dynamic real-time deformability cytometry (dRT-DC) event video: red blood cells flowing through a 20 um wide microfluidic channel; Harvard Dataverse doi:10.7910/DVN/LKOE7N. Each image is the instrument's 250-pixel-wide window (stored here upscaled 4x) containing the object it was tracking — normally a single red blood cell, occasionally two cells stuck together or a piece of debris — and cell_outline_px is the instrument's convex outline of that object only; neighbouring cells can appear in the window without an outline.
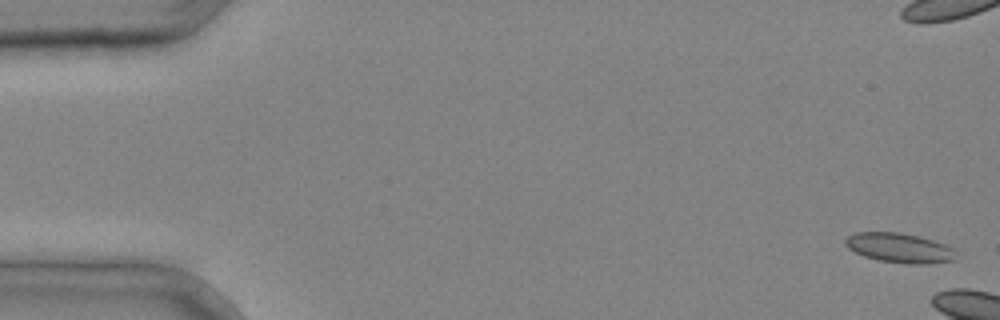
{"species": "common noctule bat (a hibernating species)", "species_latin": "Nyctalus noctula", "temperature_condition": "cold", "stored_images_in_passage": 5, "camera_frame_rate_fps": 3000, "um_per_image_px": 0.085, "animal": {"sex": "male", "body_mass_g": 20.4}, "frame": {"image": 1, "passage_image": 1, "time_ms": 0.0, "image_size_px": [1000, 320], "cell_outline_px": [[956, 260], [924, 264], [908, 264], [880, 260], [864, 256], [848, 248], [844, 244], [844, 240], [848, 236], [856, 232], [900, 232], [920, 236], [944, 244], [952, 248], [956, 252]], "centroid_in_image_um": [76.46, 21.06], "position_along_channel_um": 8.5, "area_um2": 19.13}}
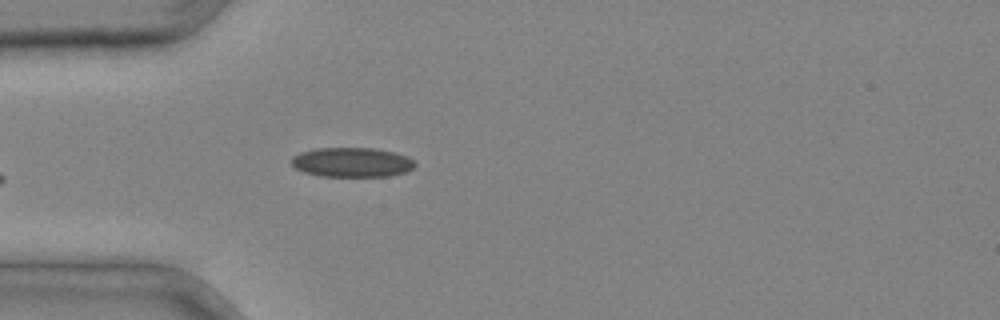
{"frame": {"image": 2, "passage_image": 5, "time_ms": 1.333, "image_size_px": [1000, 320], "cell_outline_px": [[416, 164], [412, 168], [404, 172], [388, 176], [320, 176], [304, 172], [296, 168], [292, 164], [292, 156], [300, 152], [316, 148], [372, 148], [396, 152], [412, 160]], "centroid_in_image_um": [29.88, 13.79], "position_along_channel_um": 55.1, "area_um2": 21.1}}